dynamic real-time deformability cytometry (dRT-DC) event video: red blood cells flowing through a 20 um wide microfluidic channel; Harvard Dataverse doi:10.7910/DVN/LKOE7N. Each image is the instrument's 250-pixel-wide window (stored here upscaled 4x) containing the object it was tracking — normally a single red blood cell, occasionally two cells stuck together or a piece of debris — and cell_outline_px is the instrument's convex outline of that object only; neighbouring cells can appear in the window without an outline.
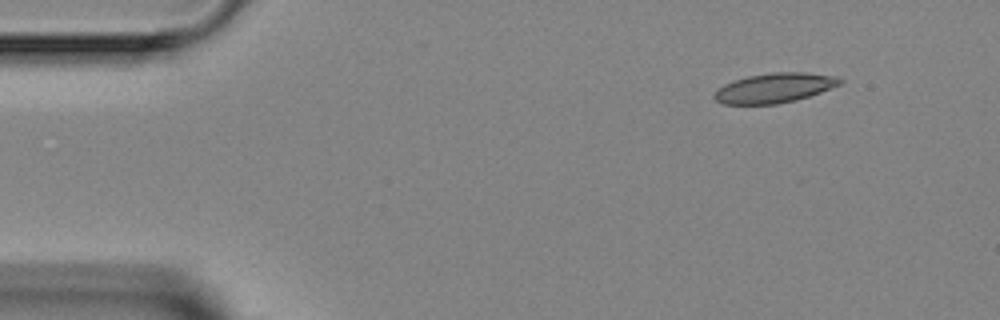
{"species": "Egyptian fruit bat (a non-hibernating species)", "species_latin": "Rousettus aegyptiacus", "temperature_condition": "room temperature", "stored_images_in_passage": 3, "camera_frame_rate_fps": 3000, "um_per_image_px": 0.085, "animal": {"sex": "female"}, "frame": {"image": 1, "passage_image": 1, "time_ms": 0.0, "image_size_px": [1000, 320], "cell_outline_px": [[844, 80], [840, 84], [820, 92], [796, 100], [776, 104], [724, 104], [716, 100], [712, 96], [716, 88], [724, 84], [748, 76], [772, 72], [804, 72], [836, 76]], "centroid_in_image_um": [65.8, 7.47], "position_along_channel_um": 19.2, "area_um2": 21.68}}